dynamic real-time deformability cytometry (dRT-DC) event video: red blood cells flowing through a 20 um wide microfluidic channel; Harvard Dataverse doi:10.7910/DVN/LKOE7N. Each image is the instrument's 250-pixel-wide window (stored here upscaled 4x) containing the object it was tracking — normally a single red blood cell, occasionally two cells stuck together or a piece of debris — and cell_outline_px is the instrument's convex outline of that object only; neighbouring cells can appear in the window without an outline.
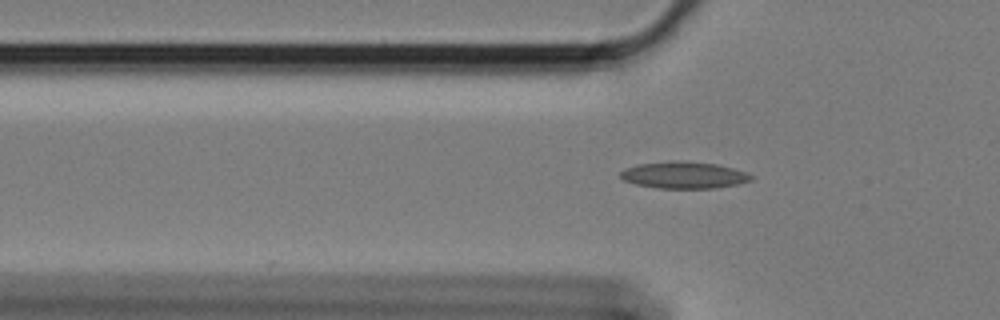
{"species": "Egyptian fruit bat (a non-hibernating species)", "species_latin": "Rousettus aegyptiacus", "temperature_condition": "cold", "stored_images_in_passage": 39, "camera_frame_rate_fps": 3000, "um_per_image_px": 0.085, "animal": {"sex": "female"}, "frame": {"image": 1, "passage_image": 5, "time_ms": 1.333, "image_size_px": [1000, 320], "cell_outline_px": [[756, 176], [752, 180], [736, 184], [716, 188], [656, 188], [636, 184], [624, 180], [620, 176], [620, 172], [624, 168], [640, 164], [716, 164], [748, 172]], "centroid_in_image_um": [58.19, 14.94], "position_along_channel_um": 67.6, "area_um2": 19.31}}
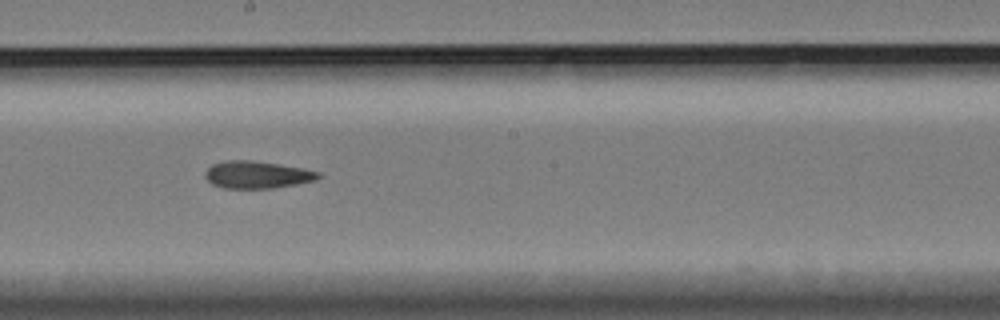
{"frame": {"image": 2, "passage_image": 19, "time_ms": 6.0, "image_size_px": [1000, 320], "cell_outline_px": [[320, 176], [316, 180], [296, 184], [272, 188], [224, 188], [212, 184], [204, 176], [204, 172], [212, 164], [224, 160], [252, 160], [304, 168], [320, 172]], "centroid_in_image_um": [21.83, 14.84], "position_along_channel_um": 226.4, "area_um2": 18.03}}
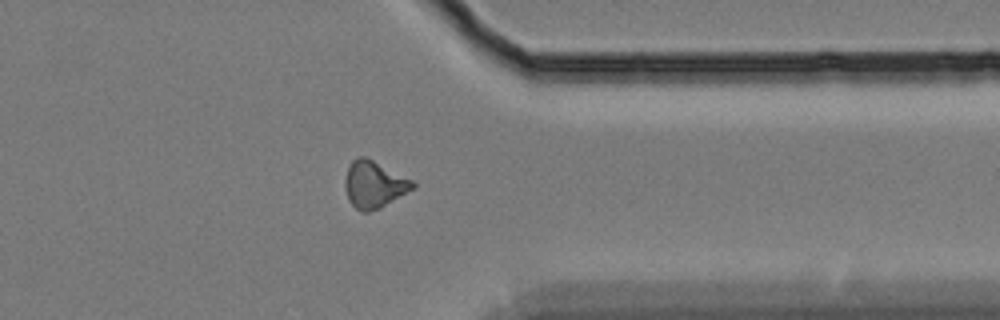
{"frame": {"image": 3, "passage_image": 33, "time_ms": 10.667, "image_size_px": [1000, 320], "cell_outline_px": [[416, 188], [380, 208], [368, 212], [364, 212], [356, 208], [348, 200], [344, 188], [344, 180], [348, 164], [352, 160], [360, 156], [364, 156], [412, 180], [416, 184]], "centroid_in_image_um": [31.77, 15.69], "position_along_channel_um": 379.6, "area_um2": 18.55}}